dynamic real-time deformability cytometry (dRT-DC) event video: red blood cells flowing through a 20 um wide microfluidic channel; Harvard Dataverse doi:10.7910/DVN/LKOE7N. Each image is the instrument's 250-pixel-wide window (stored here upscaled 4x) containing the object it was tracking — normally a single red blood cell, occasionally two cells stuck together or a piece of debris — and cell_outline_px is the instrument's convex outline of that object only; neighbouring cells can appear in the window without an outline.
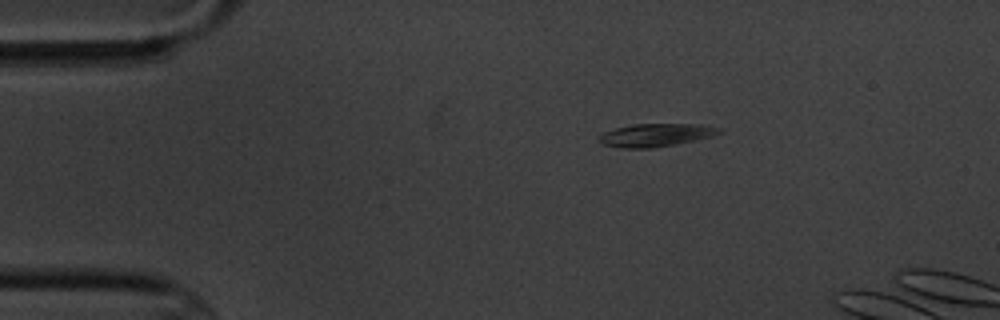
{"species": "common noctule bat (a hibernating species)", "species_latin": "Nyctalus noctula", "temperature_condition": "cold", "stored_images_in_passage": 3, "camera_frame_rate_fps": 3000, "um_per_image_px": 0.085, "animal": {"sex": "male", "body_mass_g": 20.1, "forearm_length_mm": 53.5}, "frame": {"image": 1, "passage_image": 1, "time_ms": 0.0, "image_size_px": [1000, 320], "cell_outline_px": [[724, 132], [712, 136], [652, 148], [624, 148], [604, 144], [596, 140], [596, 136], [604, 132], [616, 128], [632, 124], [700, 124], [724, 128]], "centroid_in_image_um": [55.74, 11.46], "position_along_channel_um": 29.3, "area_um2": 16.07}}